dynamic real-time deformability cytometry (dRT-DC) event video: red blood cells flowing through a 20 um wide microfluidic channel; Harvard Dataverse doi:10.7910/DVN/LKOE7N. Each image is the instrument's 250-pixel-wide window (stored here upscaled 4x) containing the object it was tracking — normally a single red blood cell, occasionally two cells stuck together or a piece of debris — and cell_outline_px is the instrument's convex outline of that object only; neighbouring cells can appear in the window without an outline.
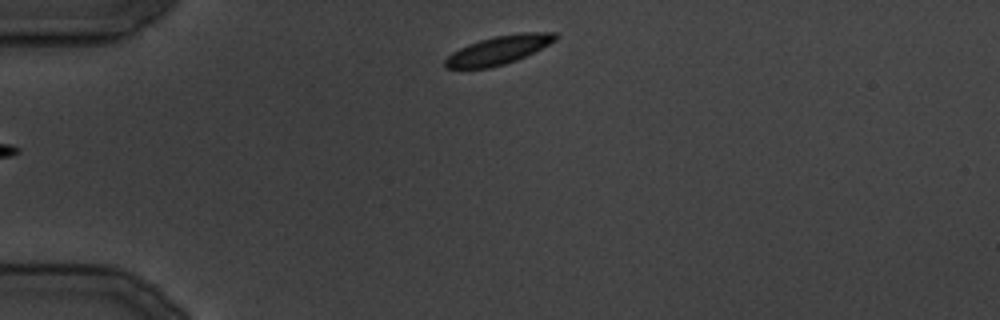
{"species": "common noctule bat (a hibernating species)", "species_latin": "Nyctalus noctula", "temperature_condition": "cold", "stored_images_in_passage": 24, "camera_frame_rate_fps": 3000, "um_per_image_px": 0.085, "animal": {"sex": "male", "body_mass_g": 19.5, "forearm_length_mm": 54.6}, "frame": {"image": 1, "passage_image": 1, "time_ms": 0.0, "image_size_px": [1000, 320], "cell_outline_px": [[560, 36], [556, 40], [516, 60], [504, 64], [488, 68], [444, 68], [444, 60], [452, 52], [468, 44], [480, 40], [496, 36], [524, 32], [556, 32]], "centroid_in_image_um": [42.37, 4.25], "position_along_channel_um": 42.6, "area_um2": 18.09}}
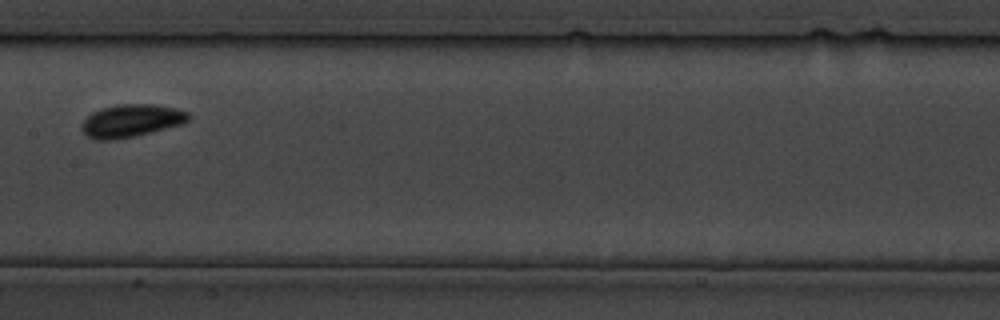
{"frame": {"image": 2, "passage_image": 11, "time_ms": 12.0, "image_size_px": [1000, 320], "cell_outline_px": [[192, 116], [184, 124], [152, 132], [112, 140], [96, 140], [88, 136], [80, 128], [84, 120], [92, 112], [100, 108], [120, 104], [152, 104], [172, 108], [188, 112]], "centroid_in_image_um": [11.16, 10.26], "position_along_channel_um": 196.2, "area_um2": 20.29}}
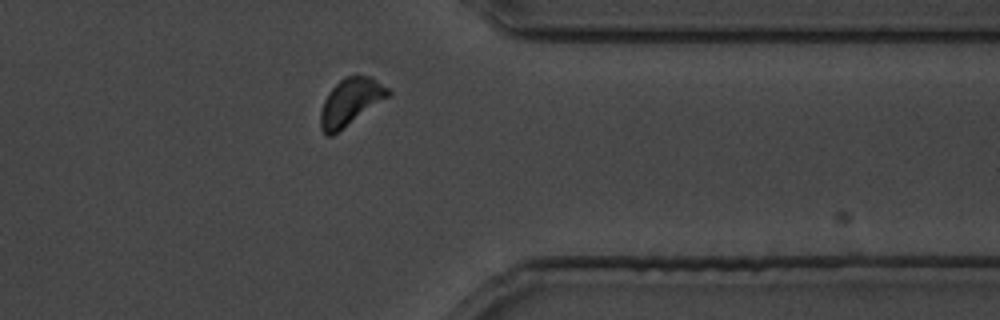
{"frame": {"image": 3, "passage_image": 21, "time_ms": 24.333, "image_size_px": [1000, 320], "cell_outline_px": [[392, 92], [388, 96], [332, 136], [328, 136], [320, 128], [320, 112], [324, 100], [332, 88], [344, 76], [372, 76], [388, 88]], "centroid_in_image_um": [29.77, 8.65], "position_along_channel_um": 381.6, "area_um2": 18.15}}